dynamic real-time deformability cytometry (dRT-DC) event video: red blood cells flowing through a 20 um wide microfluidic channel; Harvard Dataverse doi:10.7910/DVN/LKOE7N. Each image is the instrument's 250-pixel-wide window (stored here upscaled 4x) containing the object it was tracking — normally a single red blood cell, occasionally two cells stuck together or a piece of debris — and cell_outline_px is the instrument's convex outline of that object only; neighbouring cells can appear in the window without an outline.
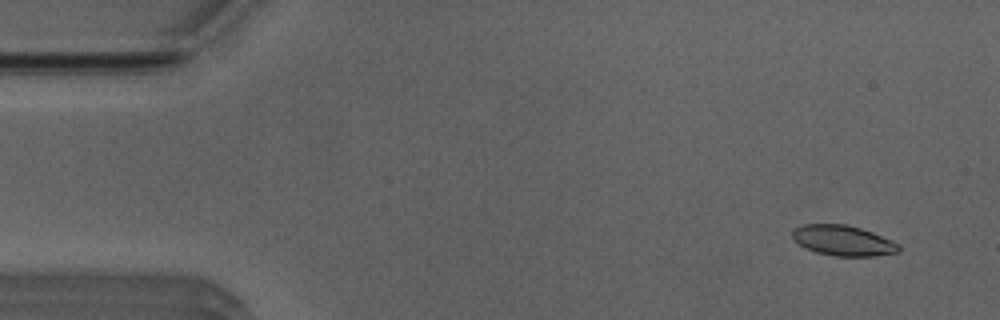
{"species": "Egyptian fruit bat (a non-hibernating species)", "species_latin": "Rousettus aegyptiacus", "temperature_condition": "room temperature", "stored_images_in_passage": 52, "camera_frame_rate_fps": 3000, "um_per_image_px": 0.085, "animal": {"sex": "male"}, "frame": {"image": 1, "passage_image": 4, "time_ms": 1.0, "image_size_px": [1000, 320], "cell_outline_px": [[900, 252], [876, 256], [836, 256], [816, 252], [800, 244], [792, 236], [792, 232], [796, 228], [804, 224], [844, 224], [860, 228], [872, 232], [892, 240], [900, 244]], "centroid_in_image_um": [71.72, 20.45], "position_along_channel_um": 13.3, "area_um2": 18.67}}
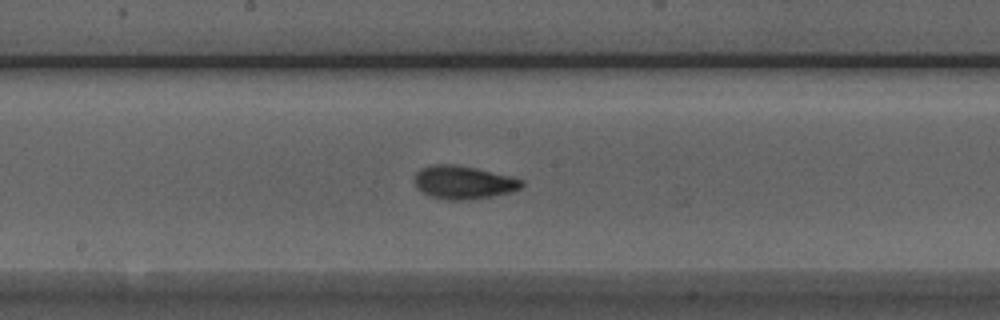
{"frame": {"image": 2, "passage_image": 27, "time_ms": 8.667, "image_size_px": [1000, 320], "cell_outline_px": [[524, 184], [520, 188], [508, 192], [492, 196], [464, 200], [448, 200], [428, 196], [416, 188], [416, 172], [420, 168], [432, 164], [452, 164], [476, 168], [512, 176], [524, 180]], "centroid_in_image_um": [39.38, 15.49], "position_along_channel_um": 208.8, "area_um2": 20.75}}
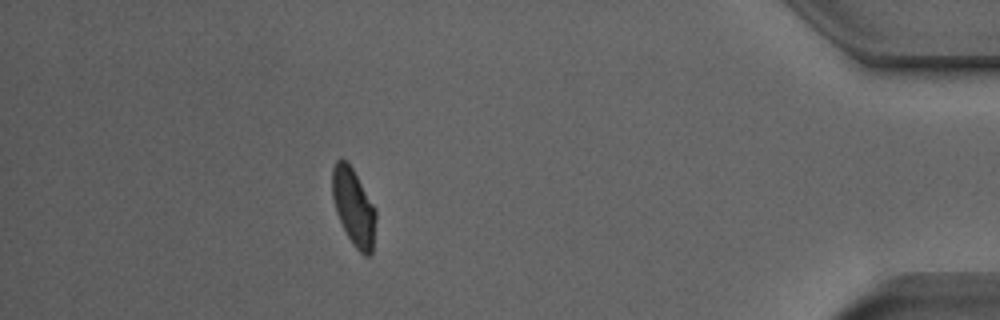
{"frame": {"image": 3, "passage_image": 46, "time_ms": 15.0, "image_size_px": [1000, 320], "cell_outline_px": [[376, 220], [372, 252], [368, 256], [364, 256], [352, 244], [336, 212], [332, 196], [332, 168], [336, 160], [344, 160], [352, 168], [376, 208]], "centroid_in_image_um": [30.07, 17.61], "position_along_channel_um": 405.1, "area_um2": 19.42}, "authors_computed_cell_mechanics": {"area_um2": 19.7098, "velocity_mm_per_s": 3.9633, "shape_relaxation_time_tau1_ms": 4.5372, "shape_relaxation_time_tau2_ms": 1.5894, "deformation_change_tau1": 0.1597, "deformation_change_tau2": 0.0682}}